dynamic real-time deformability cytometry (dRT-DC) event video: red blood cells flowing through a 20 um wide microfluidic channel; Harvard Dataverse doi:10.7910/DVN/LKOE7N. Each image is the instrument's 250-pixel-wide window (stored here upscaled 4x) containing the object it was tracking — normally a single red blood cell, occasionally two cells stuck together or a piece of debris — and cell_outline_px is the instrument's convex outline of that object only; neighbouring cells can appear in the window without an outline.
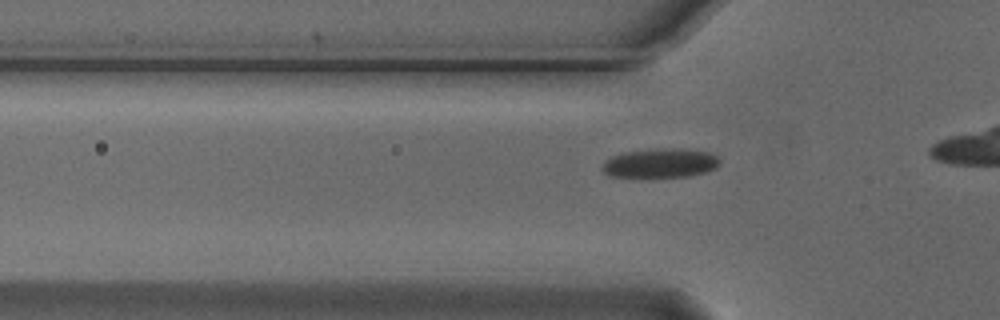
{"species": "Egyptian fruit bat (a non-hibernating species)", "species_latin": "Rousettus aegyptiacus", "temperature_condition": "cold", "stored_images_in_passage": 8, "camera_frame_rate_fps": 3000, "um_per_image_px": 0.085, "animal": {"sex": "male"}, "frame": {"image": 1, "passage_image": 2, "time_ms": 0.333, "image_size_px": [1000, 320], "cell_outline_px": [[720, 164], [716, 168], [708, 172], [688, 176], [640, 180], [612, 176], [604, 172], [600, 168], [604, 160], [620, 152], [664, 148], [680, 148], [708, 152], [716, 156], [720, 160]], "centroid_in_image_um": [56.07, 13.91], "position_along_channel_um": 69.7, "area_um2": 21.1}}
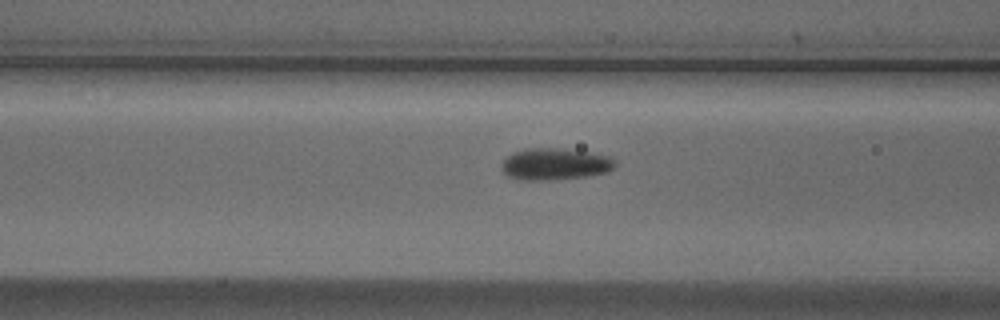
{"frame": {"image": 2, "passage_image": 6, "time_ms": 1.667, "image_size_px": [1000, 320], "cell_outline_px": [[616, 164], [608, 172], [588, 176], [548, 180], [520, 180], [508, 176], [500, 168], [500, 164], [512, 152], [524, 148], [556, 148], [588, 152], [608, 156], [616, 160]], "centroid_in_image_um": [47.14, 13.95], "position_along_channel_um": 119.5, "area_um2": 21.1}}